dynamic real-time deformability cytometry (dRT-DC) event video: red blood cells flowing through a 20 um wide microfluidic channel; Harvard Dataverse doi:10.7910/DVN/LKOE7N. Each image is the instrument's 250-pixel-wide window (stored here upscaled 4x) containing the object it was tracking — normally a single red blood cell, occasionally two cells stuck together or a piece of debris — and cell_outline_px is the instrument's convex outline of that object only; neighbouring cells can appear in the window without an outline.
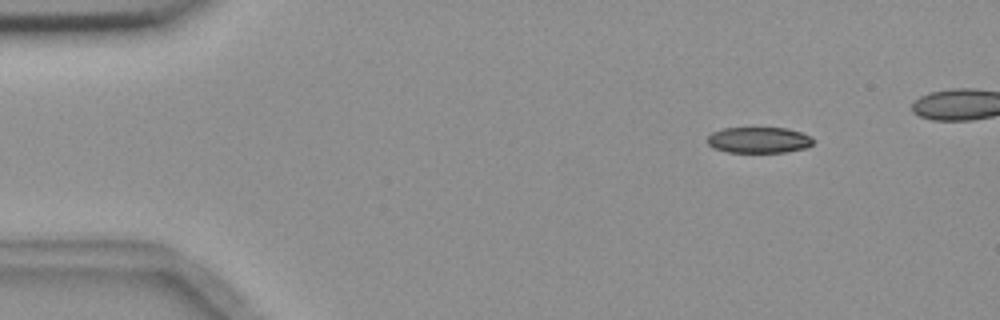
{"species": "common noctule bat (a hibernating species)", "species_latin": "Nyctalus noctula", "temperature_condition": "room temperature", "stored_images_in_passage": 5, "camera_frame_rate_fps": 3000, "um_per_image_px": 0.085, "animal": {"sex": "female", "body_mass_g": 18.4}, "frame": {"image": 1, "passage_image": 2, "time_ms": 1.0, "image_size_px": [1000, 320], "cell_outline_px": [[816, 140], [808, 148], [784, 152], [728, 152], [712, 148], [704, 140], [712, 132], [724, 128], [788, 128], [812, 136]], "centroid_in_image_um": [64.51, 11.9], "position_along_channel_um": 20.5, "area_um2": 16.3}}